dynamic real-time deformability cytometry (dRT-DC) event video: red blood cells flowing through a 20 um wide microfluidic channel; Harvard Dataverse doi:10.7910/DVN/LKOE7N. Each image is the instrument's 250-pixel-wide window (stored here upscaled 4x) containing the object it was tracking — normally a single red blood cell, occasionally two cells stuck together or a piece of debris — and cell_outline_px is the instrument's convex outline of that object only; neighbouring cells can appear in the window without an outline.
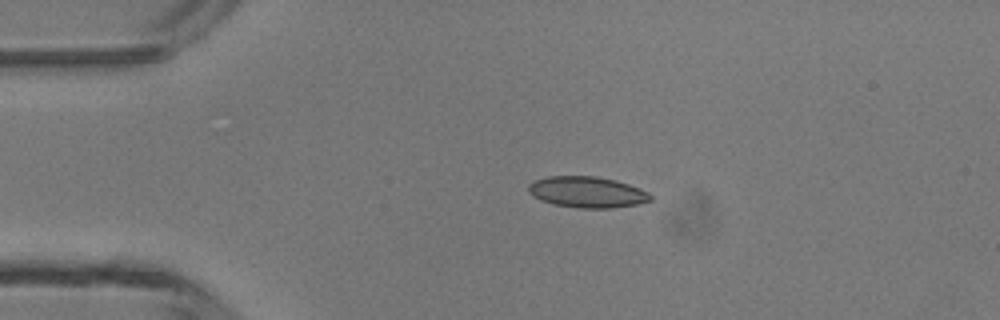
{"species": "common noctule bat (a hibernating species)", "species_latin": "Nyctalus noctula", "temperature_condition": "room temperature", "stored_images_in_passage": 38, "camera_frame_rate_fps": 3000, "um_per_image_px": 0.085, "animal": {"sex": "male", "body_mass_g": 13.3}, "frame": {"image": 1, "passage_image": 1, "time_ms": 0.0, "image_size_px": [1000, 320], "cell_outline_px": [[652, 200], [636, 204], [612, 208], [580, 208], [556, 204], [540, 200], [532, 196], [528, 192], [528, 184], [532, 180], [548, 176], [596, 176], [616, 180], [640, 188], [648, 192], [652, 196]], "centroid_in_image_um": [49.88, 16.32], "position_along_channel_um": 35.1, "area_um2": 22.2}}
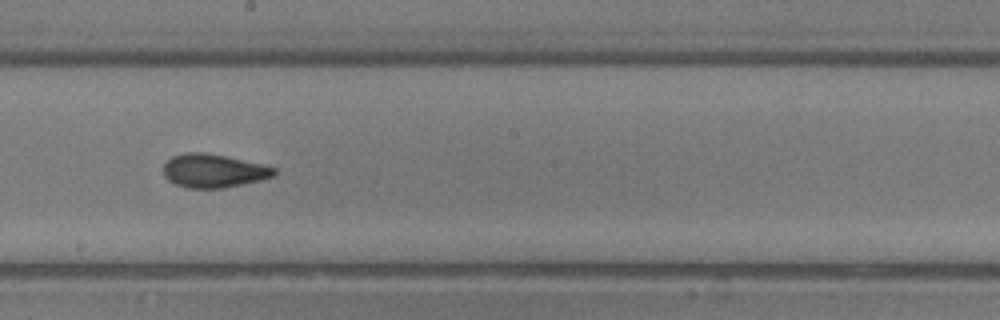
{"frame": {"image": 2, "passage_image": 17, "time_ms": 5.333, "image_size_px": [1000, 320], "cell_outline_px": [[276, 176], [260, 180], [224, 188], [188, 188], [176, 184], [168, 180], [164, 176], [164, 164], [172, 156], [188, 152], [200, 152], [224, 156], [260, 164], [276, 168]], "centroid_in_image_um": [18.14, 14.53], "position_along_channel_um": 230.1, "area_um2": 21.39}}
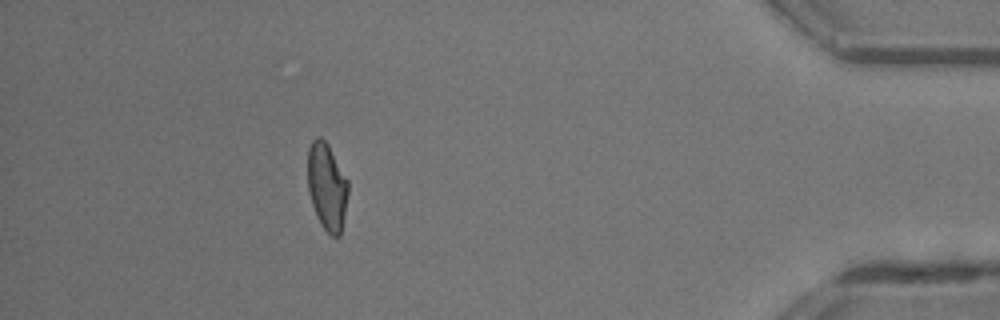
{"frame": {"image": 3, "passage_image": 33, "time_ms": 10.667, "image_size_px": [1000, 320], "cell_outline_px": [[348, 192], [344, 216], [340, 236], [332, 236], [324, 228], [316, 216], [308, 192], [308, 148], [312, 140], [316, 136], [320, 136], [328, 144], [348, 180]], "centroid_in_image_um": [27.78, 15.83], "position_along_channel_um": 407.4, "area_um2": 20.52}, "authors_computed_cell_mechanics": {"area_um2": 21.4727, "velocity_mm_per_s": 4.3723, "shape_relaxation_time_tau1_ms": 7.8835, "shape_relaxation_time_tau2_ms": 1.5831, "deformation_change_tau1": 0.1957, "deformation_change_tau2": 0.0561}}